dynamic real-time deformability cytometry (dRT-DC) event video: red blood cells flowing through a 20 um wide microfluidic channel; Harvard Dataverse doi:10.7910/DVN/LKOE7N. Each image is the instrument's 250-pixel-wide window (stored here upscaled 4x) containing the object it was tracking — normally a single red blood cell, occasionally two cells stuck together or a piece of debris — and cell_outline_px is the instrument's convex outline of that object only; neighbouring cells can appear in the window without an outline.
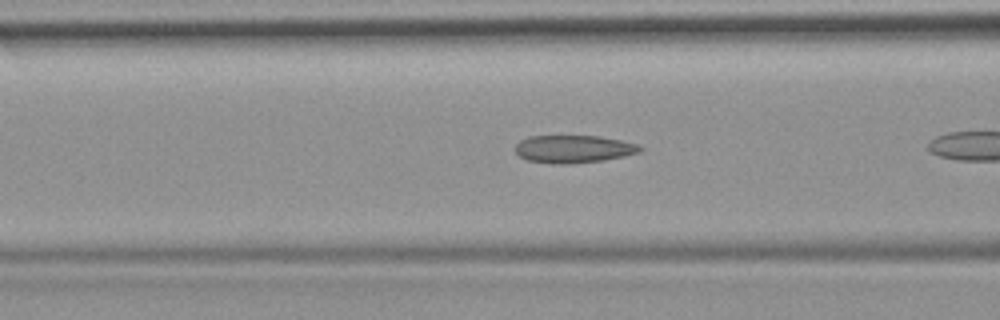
{"species": "common noctule bat (a hibernating species)", "species_latin": "Nyctalus noctula", "temperature_condition": "room temperature", "stored_images_in_passage": 10, "camera_frame_rate_fps": 3000, "um_per_image_px": 0.085, "animal": {"sex": "female", "body_mass_g": 19.9}, "frame": {"image": 1, "passage_image": 6, "time_ms": 1.667, "image_size_px": [1000, 320], "cell_outline_px": [[644, 148], [640, 152], [624, 156], [604, 160], [564, 164], [556, 164], [528, 160], [520, 156], [516, 152], [516, 144], [520, 140], [528, 136], [600, 136], [620, 140], [636, 144]], "centroid_in_image_um": [48.75, 12.66], "position_along_channel_um": 117.8, "area_um2": 20.0}}
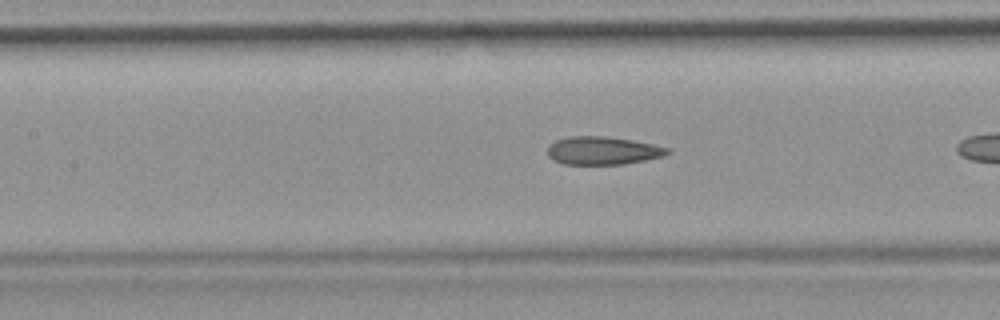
{"frame": {"image": 2, "passage_image": 9, "time_ms": 2.667, "image_size_px": [1000, 320], "cell_outline_px": [[672, 152], [664, 156], [624, 164], [564, 164], [552, 160], [548, 156], [548, 144], [556, 140], [568, 136], [604, 136], [632, 140], [672, 148]], "centroid_in_image_um": [51.24, 12.8], "position_along_channel_um": 156.2, "area_um2": 19.77}}